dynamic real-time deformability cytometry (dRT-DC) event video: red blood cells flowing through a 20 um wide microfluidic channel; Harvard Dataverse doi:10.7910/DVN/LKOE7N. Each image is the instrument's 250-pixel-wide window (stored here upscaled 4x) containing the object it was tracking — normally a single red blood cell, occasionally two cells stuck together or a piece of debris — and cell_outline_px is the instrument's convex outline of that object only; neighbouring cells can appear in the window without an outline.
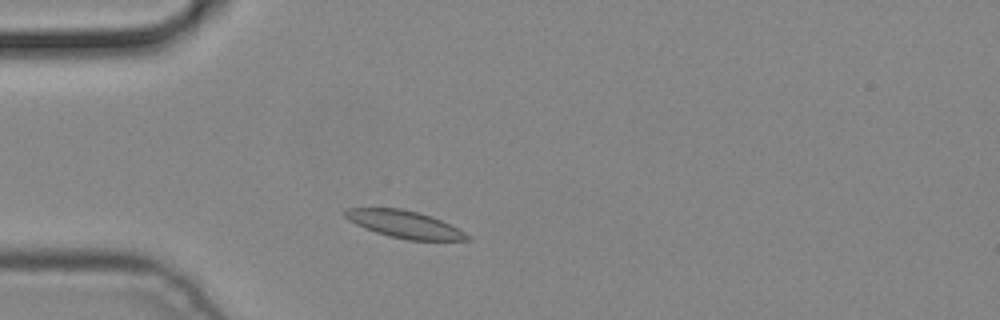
{"species": "common noctule bat (a hibernating species)", "species_latin": "Nyctalus noctula", "temperature_condition": "cold", "stored_images_in_passage": 2, "camera_frame_rate_fps": 3000, "um_per_image_px": 0.085, "animal": {"sex": "male", "body_mass_g": 19.2, "forearm_length_mm": 51.8}, "frame": {"image": 1, "passage_image": 1, "time_ms": 0.0, "image_size_px": [1000, 320], "cell_outline_px": [[472, 240], [408, 240], [388, 236], [364, 228], [348, 220], [344, 216], [344, 212], [348, 208], [400, 208], [432, 216], [472, 236]], "centroid_in_image_um": [34.38, 19.07], "position_along_channel_um": 50.6, "area_um2": 19.25}}